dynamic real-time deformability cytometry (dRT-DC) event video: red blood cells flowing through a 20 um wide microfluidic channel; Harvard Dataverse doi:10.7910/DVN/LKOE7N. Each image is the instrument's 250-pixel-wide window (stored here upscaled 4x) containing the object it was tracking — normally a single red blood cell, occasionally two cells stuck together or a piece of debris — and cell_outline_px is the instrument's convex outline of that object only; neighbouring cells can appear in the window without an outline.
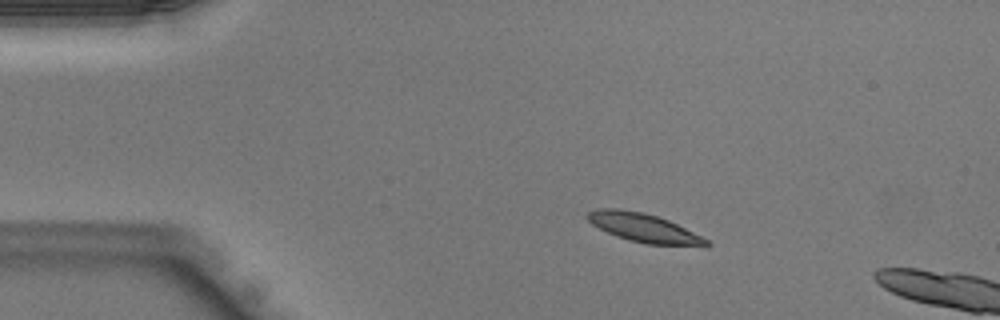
{"species": "Egyptian fruit bat (a non-hibernating species)", "species_latin": "Rousettus aegyptiacus", "temperature_condition": "warm", "stored_images_in_passage": 4, "camera_frame_rate_fps": 3000, "um_per_image_px": 0.085, "animal": {"sex": "male"}, "frame": {"image": 1, "passage_image": 1, "time_ms": 0.0, "image_size_px": [1000, 320], "cell_outline_px": [[712, 244], [644, 244], [628, 240], [616, 236], [592, 224], [584, 216], [588, 212], [600, 208], [616, 208], [644, 212], [668, 220], [708, 240]], "centroid_in_image_um": [54.59, 19.33], "position_along_channel_um": 30.4, "area_um2": 19.25}}